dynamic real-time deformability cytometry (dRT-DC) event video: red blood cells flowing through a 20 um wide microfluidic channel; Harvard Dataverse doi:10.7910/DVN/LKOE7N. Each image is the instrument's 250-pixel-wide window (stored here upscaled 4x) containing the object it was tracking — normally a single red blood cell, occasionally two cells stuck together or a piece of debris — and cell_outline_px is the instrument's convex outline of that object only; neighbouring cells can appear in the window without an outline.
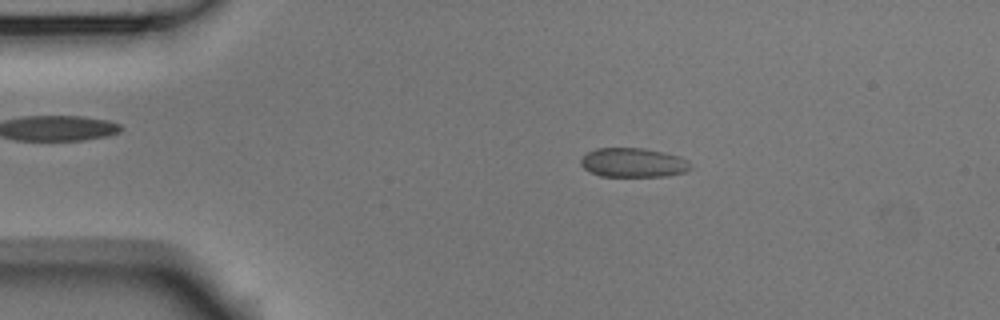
{"species": "Egyptian fruit bat (a non-hibernating species)", "species_latin": "Rousettus aegyptiacus", "temperature_condition": "room temperature", "stored_images_in_passage": 6, "camera_frame_rate_fps": 3000, "um_per_image_px": 0.085, "animal": {"sex": "male"}, "frame": {"image": 1, "passage_image": 2, "time_ms": 0.333, "image_size_px": [1000, 320], "cell_outline_px": [[692, 168], [684, 172], [668, 176], [600, 176], [584, 168], [580, 164], [580, 160], [588, 152], [596, 148], [644, 148], [664, 152], [680, 156], [688, 160]], "centroid_in_image_um": [53.85, 13.82], "position_along_channel_um": 31.1, "area_um2": 18.73}}
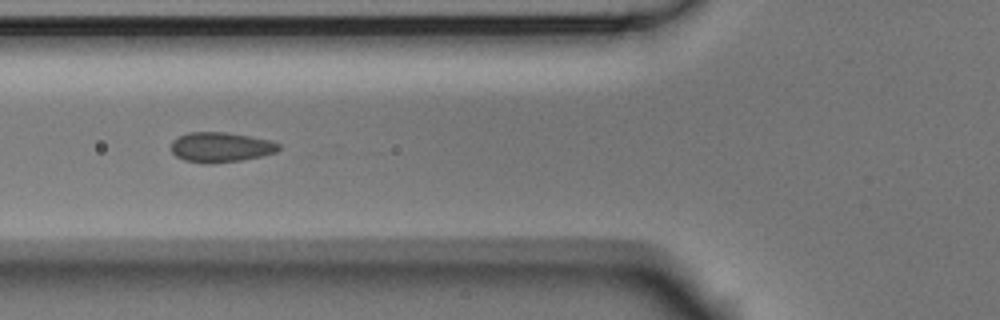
{"frame": {"image": 2, "passage_image": 5, "time_ms": 1.333, "image_size_px": [1000, 320], "cell_outline_px": [[280, 148], [276, 152], [260, 156], [240, 160], [212, 164], [208, 164], [184, 160], [176, 156], [172, 152], [172, 140], [188, 132], [224, 132], [272, 140], [280, 144]], "centroid_in_image_um": [18.76, 12.51], "position_along_channel_um": 107.0, "area_um2": 18.73}}
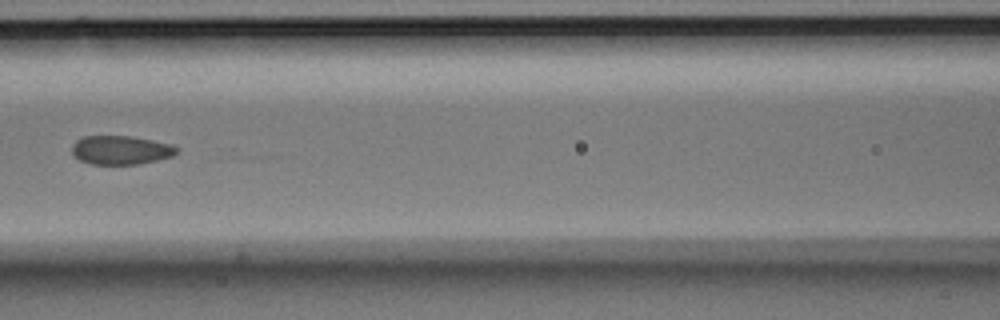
{"frame": {"image": 3, "passage_image": 6, "time_ms": 1.667, "image_size_px": [1000, 320], "cell_outline_px": [[180, 148], [172, 156], [156, 160], [136, 164], [92, 164], [80, 160], [72, 152], [72, 144], [76, 140], [84, 136], [132, 136], [172, 144]], "centroid_in_image_um": [10.27, 12.74], "position_along_channel_um": 156.3, "area_um2": 17.51}}